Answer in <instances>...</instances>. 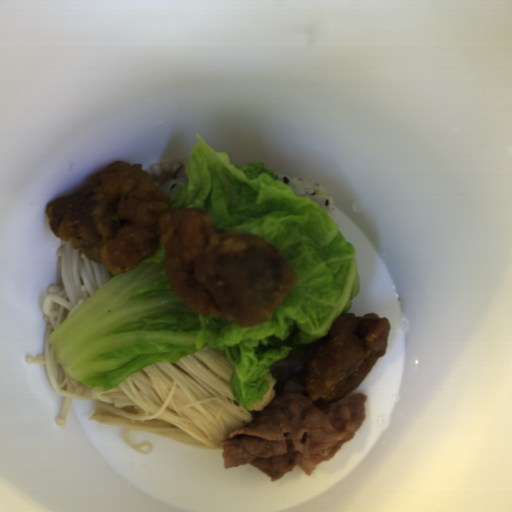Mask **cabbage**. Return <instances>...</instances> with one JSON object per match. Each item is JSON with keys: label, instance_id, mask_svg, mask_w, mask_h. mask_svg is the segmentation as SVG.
<instances>
[{"label": "cabbage", "instance_id": "obj_1", "mask_svg": "<svg viewBox=\"0 0 512 512\" xmlns=\"http://www.w3.org/2000/svg\"><path fill=\"white\" fill-rule=\"evenodd\" d=\"M184 165L187 182L170 191L171 210H203L226 232L251 233L279 250L297 280L277 310L242 327L191 310L166 273V247L88 296L48 342L69 378L108 392L159 362L177 363L204 347L232 363L230 392L247 412L270 390L272 364L305 350L350 314L360 294L357 250L322 206L298 197L265 162L231 163L199 132Z\"/></svg>", "mask_w": 512, "mask_h": 512}]
</instances>
